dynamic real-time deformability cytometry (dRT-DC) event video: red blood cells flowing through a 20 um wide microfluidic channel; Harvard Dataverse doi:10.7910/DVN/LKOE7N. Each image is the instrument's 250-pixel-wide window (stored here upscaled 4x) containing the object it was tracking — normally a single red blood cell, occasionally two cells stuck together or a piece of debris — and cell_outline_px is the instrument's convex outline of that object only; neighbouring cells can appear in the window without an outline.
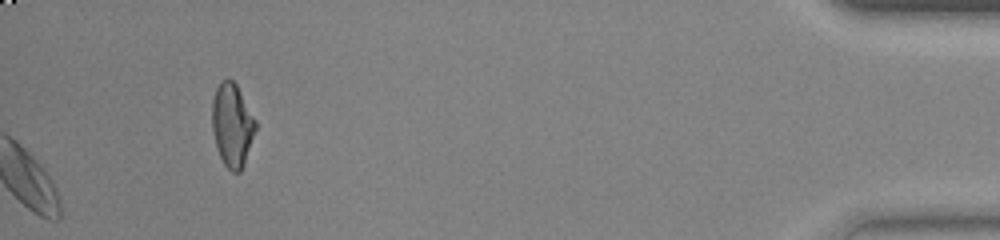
{"species": "common noctule bat (a hibernating species)", "species_latin": "Nyctalus noctula", "temperature_condition": "warm", "stored_images_in_passage": 47, "camera_frame_rate_fps": 3000, "um_per_image_px": 0.085, "animal": {"sex": "female", "body_mass_g": 23.0, "forearm_length_mm": 53.4}, "frame": {"image": 1, "passage_image": 47, "time_ms": 15.333, "image_size_px": [1000, 240], "cell_outline_px": [[256, 128], [244, 164], [240, 172], [232, 172], [224, 164], [220, 156], [216, 144], [212, 128], [212, 100], [216, 88], [220, 80], [228, 76], [236, 84], [256, 120]], "centroid_in_image_um": [19.72, 10.58], "position_along_channel_um": 415.5, "area_um2": 21.04}, "authors_computed_cell_mechanics": {"area_um2": 19.7098, "velocity_mm_per_s": 3.8469, "shape_relaxation_time_tau1_ms": 2.0783, "shape_relaxation_time_tau2_ms": null, "deformation_change_tau1": 0.0659, "deformation_change_tau2": null}}